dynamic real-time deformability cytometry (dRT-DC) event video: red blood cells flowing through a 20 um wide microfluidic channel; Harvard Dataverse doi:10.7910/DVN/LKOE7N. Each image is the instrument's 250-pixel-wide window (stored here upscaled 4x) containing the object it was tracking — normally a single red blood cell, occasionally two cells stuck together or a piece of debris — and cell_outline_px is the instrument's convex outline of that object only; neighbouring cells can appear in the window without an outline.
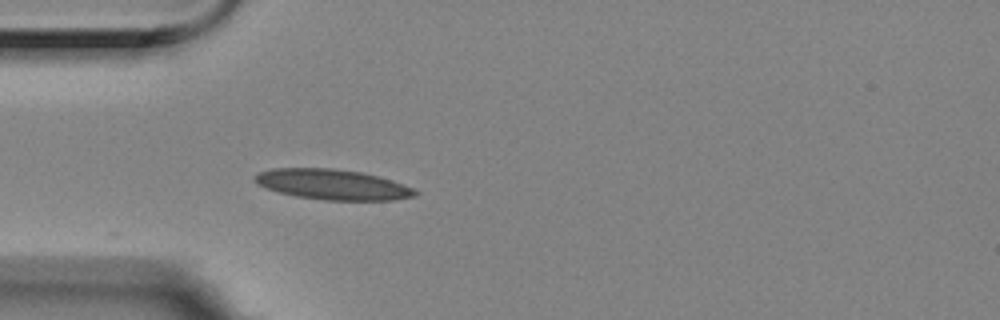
{"species": "Egyptian fruit bat (a non-hibernating species)", "species_latin": "Rousettus aegyptiacus", "temperature_condition": "room temperature", "stored_images_in_passage": 38, "camera_frame_rate_fps": 3000, "um_per_image_px": 0.085, "animal": {"sex": "female"}, "frame": {"image": 1, "passage_image": 1, "time_ms": 0.0, "image_size_px": [1000, 320], "cell_outline_px": [[420, 192], [416, 196], [392, 200], [324, 200], [296, 196], [280, 192], [256, 184], [252, 180], [252, 176], [260, 172], [272, 168], [332, 168], [360, 172], [392, 180], [404, 184]], "centroid_in_image_um": [28.25, 15.68], "position_along_channel_um": 56.7, "area_um2": 28.32}}
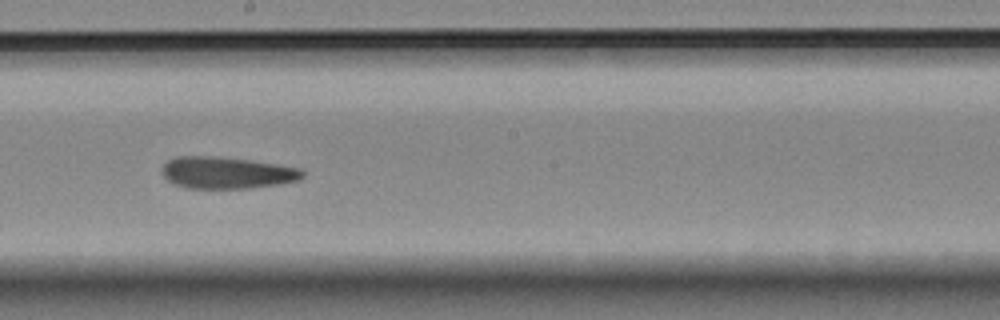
{"frame": {"image": 2, "passage_image": 16, "time_ms": 5.0, "image_size_px": [1000, 320], "cell_outline_px": [[304, 176], [300, 180], [280, 184], [252, 188], [188, 188], [176, 184], [168, 180], [164, 176], [160, 168], [168, 160], [176, 156], [212, 156], [248, 160], [276, 164], [300, 168], [304, 172]], "centroid_in_image_um": [19.28, 14.68], "position_along_channel_um": 228.9, "area_um2": 26.01}}
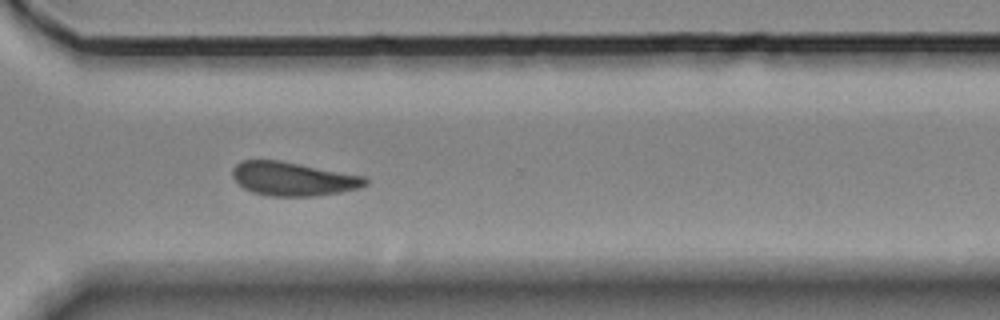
{"frame": {"image": 3, "passage_image": 26, "time_ms": 8.333, "image_size_px": [1000, 320], "cell_outline_px": [[368, 184], [360, 188], [340, 192], [316, 196], [268, 196], [252, 192], [244, 188], [232, 176], [232, 168], [236, 164], [244, 160], [280, 160], [368, 176]], "centroid_in_image_um": [24.96, 15.2], "position_along_channel_um": 345.6, "area_um2": 26.41}, "authors_computed_cell_mechanics": {"area_um2": 26.3857, "velocity_mm_per_s": 3.5045, "shape_relaxation_time_tau1_ms": null, "shape_relaxation_time_tau2_ms": 4.9467, "deformation_change_tau1": null, "deformation_change_tau2": 0.1308}}